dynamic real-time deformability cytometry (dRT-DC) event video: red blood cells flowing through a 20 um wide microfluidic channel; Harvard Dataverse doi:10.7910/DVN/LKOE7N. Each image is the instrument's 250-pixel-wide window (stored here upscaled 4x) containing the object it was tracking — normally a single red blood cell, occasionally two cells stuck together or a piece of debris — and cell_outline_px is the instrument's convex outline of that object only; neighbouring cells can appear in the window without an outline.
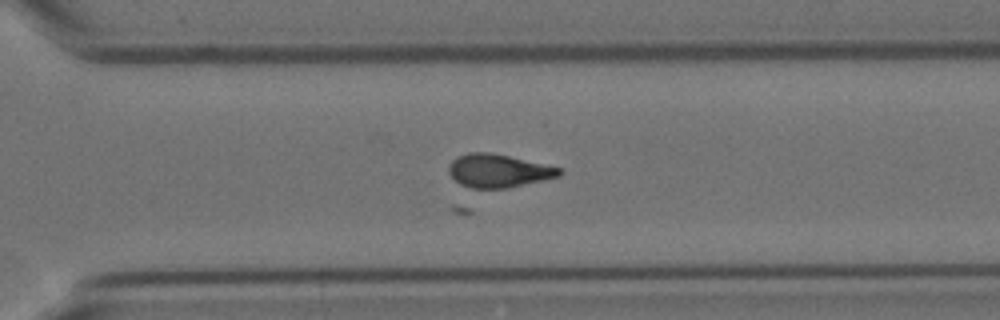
{"species": "Egyptian fruit bat (a non-hibernating species)", "species_latin": "Rousettus aegyptiacus", "temperature_condition": "cold", "stored_images_in_passage": 41, "camera_frame_rate_fps": 3000, "um_per_image_px": 0.085, "animal": {"sex": "female"}, "frame": {"image": 1, "passage_image": 24, "time_ms": 7.667, "image_size_px": [1000, 320], "cell_outline_px": [[564, 172], [560, 176], [544, 180], [508, 188], [472, 188], [460, 184], [448, 172], [448, 168], [452, 160], [456, 156], [468, 152], [492, 152], [560, 168]], "centroid_in_image_um": [42.35, 14.51], "position_along_channel_um": 328.2, "area_um2": 21.39}}
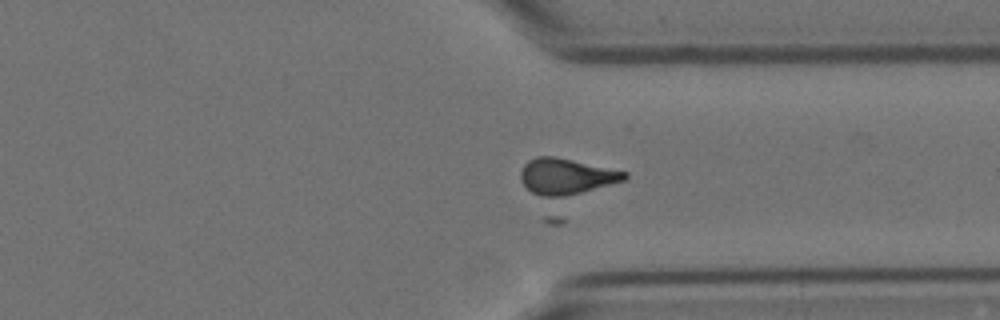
{"frame": {"image": 2, "passage_image": 27, "time_ms": 8.667, "image_size_px": [1000, 320], "cell_outline_px": [[628, 176], [624, 180], [560, 224], [552, 224], [544, 220], [520, 180], [520, 172], [524, 164], [528, 160], [536, 156], [552, 156], [572, 160], [628, 172]], "centroid_in_image_um": [48.1, 15.75], "position_along_channel_um": 363.3, "area_um2": 32.31}}
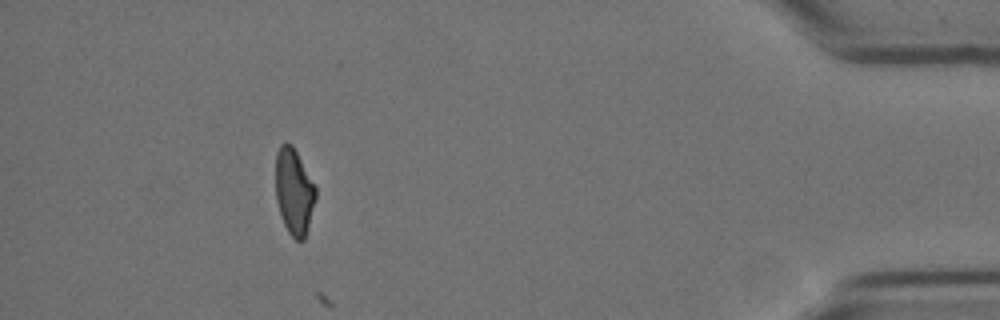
{"frame": {"image": 3, "passage_image": 36, "time_ms": 11.667, "image_size_px": [1000, 320], "cell_outline_px": [[316, 200], [304, 240], [296, 240], [288, 232], [284, 224], [276, 200], [276, 152], [280, 144], [292, 144], [316, 188]], "centroid_in_image_um": [24.99, 16.29], "position_along_channel_um": 410.2, "area_um2": 19.88}}